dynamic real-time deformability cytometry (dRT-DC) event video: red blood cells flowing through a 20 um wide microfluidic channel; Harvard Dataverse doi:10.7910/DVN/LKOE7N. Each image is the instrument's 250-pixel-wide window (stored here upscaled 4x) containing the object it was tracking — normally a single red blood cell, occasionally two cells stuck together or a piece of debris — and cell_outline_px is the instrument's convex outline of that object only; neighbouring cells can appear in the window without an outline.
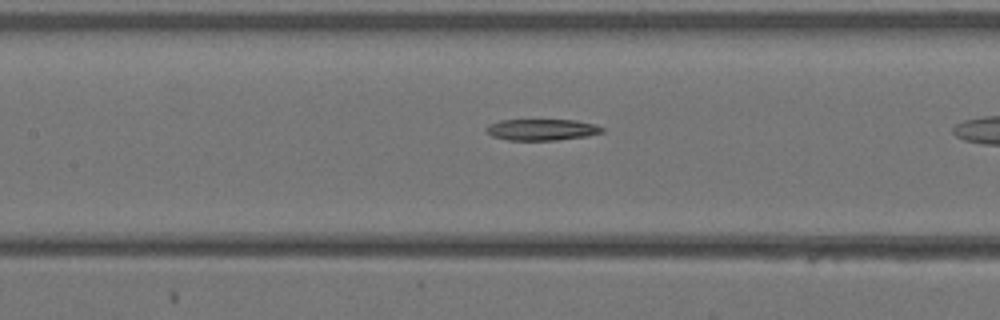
{"species": "Egyptian fruit bat (a non-hibernating species)", "species_latin": "Rousettus aegyptiacus", "temperature_condition": "warm", "stored_images_in_passage": 10, "camera_frame_rate_fps": 3000, "um_per_image_px": 0.085, "animal": {"sex": "female"}, "frame": {"image": 1, "passage_image": 9, "time_ms": 2.667, "image_size_px": [1000, 320], "cell_outline_px": [[604, 132], [584, 136], [556, 140], [508, 140], [492, 136], [484, 128], [488, 124], [500, 120], [576, 120], [596, 124], [604, 128]], "centroid_in_image_um": [46.04, 11.01], "position_along_channel_um": 161.4, "area_um2": 14.39}}